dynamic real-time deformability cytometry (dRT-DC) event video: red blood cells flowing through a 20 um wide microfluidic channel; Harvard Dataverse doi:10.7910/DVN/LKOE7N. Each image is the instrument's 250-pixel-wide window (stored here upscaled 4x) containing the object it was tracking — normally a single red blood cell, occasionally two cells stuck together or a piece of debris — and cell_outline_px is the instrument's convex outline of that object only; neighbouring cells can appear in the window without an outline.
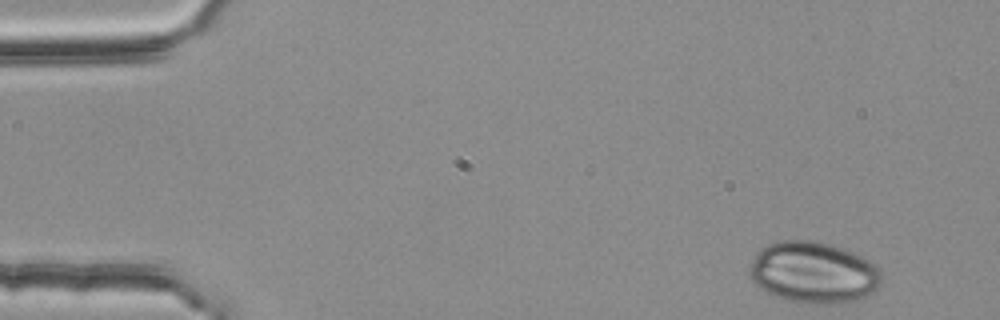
{"species": "common noctule bat (a hibernating species)", "species_latin": "Nyctalus noctula", "temperature_condition": "room temperature", "stored_images_in_passage": 10, "camera_frame_rate_fps": 3000, "um_per_image_px": 0.085, "animal": {"sex": "female", "body_mass_g": 25.1}, "frame": {"image": 1, "passage_image": 1, "time_ms": 0.0, "image_size_px": [1000, 320], "cell_outline_px": [[880, 280], [876, 288], [872, 292], [856, 300], [840, 304], [812, 304], [788, 300], [772, 296], [760, 288], [752, 280], [748, 268], [756, 252], [760, 248], [768, 244], [784, 240], [812, 240], [828, 244], [852, 252], [868, 260], [880, 268]], "centroid_in_image_um": [69.1, 23.17], "position_along_channel_um": 15.9, "area_um2": 47.22}}